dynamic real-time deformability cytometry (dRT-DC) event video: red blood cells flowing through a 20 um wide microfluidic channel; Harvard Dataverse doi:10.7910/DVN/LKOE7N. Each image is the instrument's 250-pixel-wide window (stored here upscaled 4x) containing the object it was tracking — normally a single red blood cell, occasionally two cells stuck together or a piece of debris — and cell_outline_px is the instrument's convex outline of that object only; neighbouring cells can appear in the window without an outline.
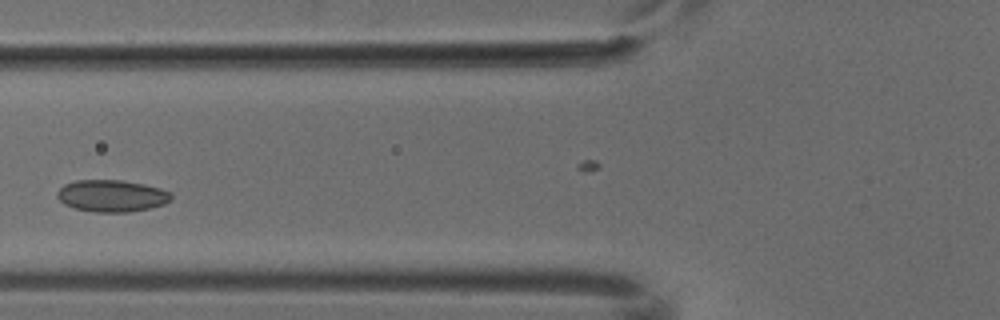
{"species": "common noctule bat (a hibernating species)", "species_latin": "Nyctalus noctula", "temperature_condition": "cold", "stored_images_in_passage": 7, "camera_frame_rate_fps": 3000, "um_per_image_px": 0.085, "animal": {"sex": "male", "body_mass_g": 18.8}, "frame": {"image": 1, "passage_image": 4, "time_ms": 1.0, "image_size_px": [1000, 320], "cell_outline_px": [[172, 200], [164, 204], [132, 212], [92, 212], [76, 208], [64, 204], [56, 196], [56, 192], [64, 184], [76, 180], [120, 180], [144, 184], [160, 188], [168, 192], [172, 196]], "centroid_in_image_um": [9.48, 16.65], "position_along_channel_um": 116.3, "area_um2": 21.21}}
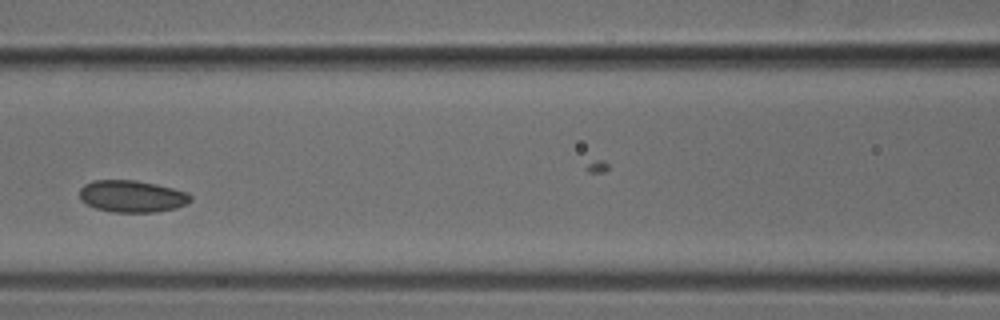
{"frame": {"image": 2, "passage_image": 5, "time_ms": 1.333, "image_size_px": [1000, 320], "cell_outline_px": [[192, 200], [176, 208], [156, 212], [112, 212], [96, 208], [80, 200], [80, 188], [84, 184], [92, 180], [136, 180], [156, 184], [188, 192], [192, 196]], "centroid_in_image_um": [11.22, 16.68], "position_along_channel_um": 155.4, "area_um2": 20.69}}
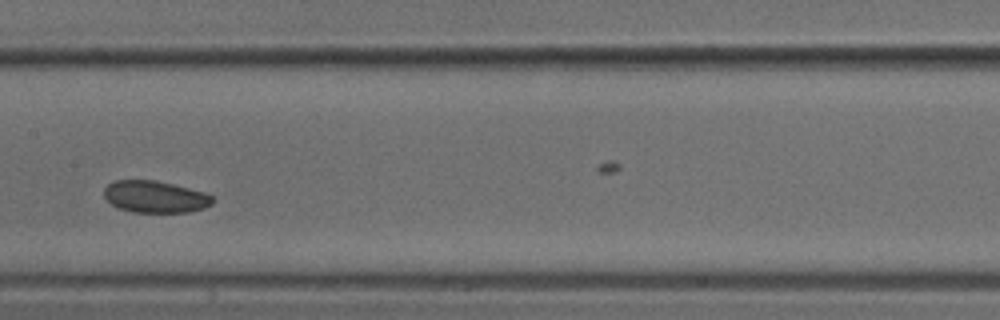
{"frame": {"image": 3, "passage_image": 6, "time_ms": 1.667, "image_size_px": [1000, 320], "cell_outline_px": [[216, 200], [212, 204], [204, 208], [188, 212], [132, 212], [120, 208], [112, 204], [104, 196], [104, 188], [108, 184], [116, 180], [156, 180], [204, 192], [212, 196]], "centroid_in_image_um": [13.2, 16.72], "position_along_channel_um": 194.2, "area_um2": 20.11}}